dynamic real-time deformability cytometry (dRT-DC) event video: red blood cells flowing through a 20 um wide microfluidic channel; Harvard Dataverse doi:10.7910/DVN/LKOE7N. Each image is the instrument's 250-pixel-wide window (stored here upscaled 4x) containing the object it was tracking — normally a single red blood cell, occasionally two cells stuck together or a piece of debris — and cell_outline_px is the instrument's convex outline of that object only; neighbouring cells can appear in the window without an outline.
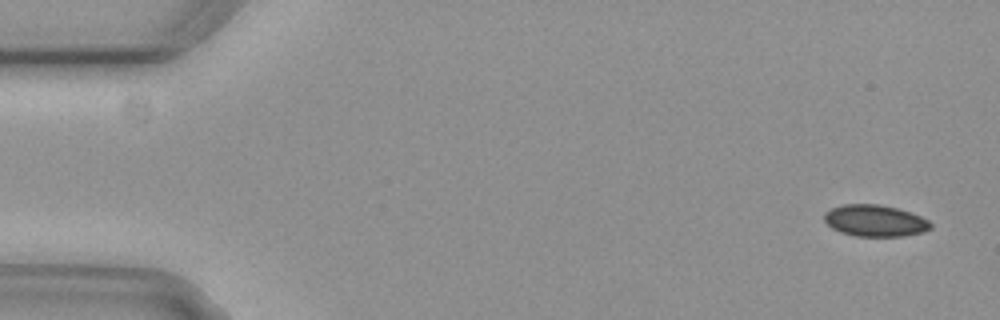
{"species": "common noctule bat (a hibernating species)", "species_latin": "Nyctalus noctula", "temperature_condition": "cold", "stored_images_in_passage": 5, "camera_frame_rate_fps": 3000, "um_per_image_px": 0.085, "animal": {"sex": "female", "body_mass_g": 29.2, "forearm_length_mm": 56.3}, "frame": {"image": 1, "passage_image": 1, "time_ms": 0.0, "image_size_px": [1000, 320], "cell_outline_px": [[932, 228], [924, 232], [904, 236], [856, 236], [840, 232], [832, 228], [824, 220], [824, 212], [832, 208], [844, 204], [880, 204], [912, 212], [928, 220], [932, 224]], "centroid_in_image_um": [74.39, 18.76], "position_along_channel_um": 10.6, "area_um2": 19.71}}